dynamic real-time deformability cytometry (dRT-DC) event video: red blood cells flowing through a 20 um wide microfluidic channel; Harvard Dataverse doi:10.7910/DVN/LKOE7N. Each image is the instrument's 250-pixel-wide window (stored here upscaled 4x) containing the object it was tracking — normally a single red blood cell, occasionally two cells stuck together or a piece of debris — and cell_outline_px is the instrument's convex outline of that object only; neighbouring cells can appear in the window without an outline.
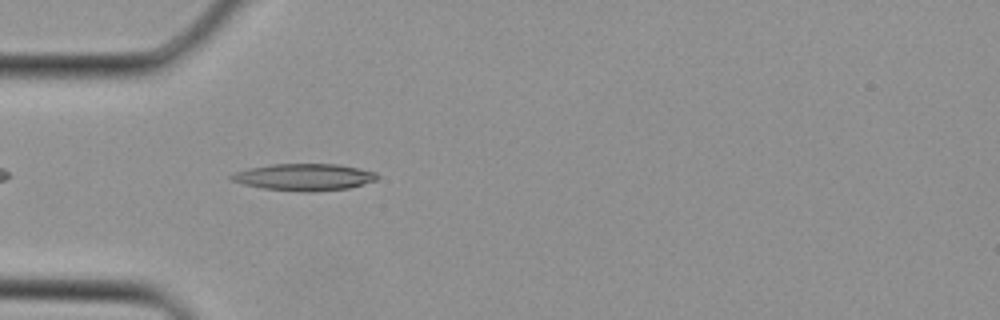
{"species": "Egyptian fruit bat (a non-hibernating species)", "species_latin": "Rousettus aegyptiacus", "temperature_condition": "cold", "stored_images_in_passage": 3, "camera_frame_rate_fps": 3000, "um_per_image_px": 0.085, "animal": {"sex": "female"}, "frame": {"image": 1, "passage_image": 3, "time_ms": 0.667, "image_size_px": [1000, 320], "cell_outline_px": [[380, 176], [376, 180], [348, 188], [308, 192], [264, 188], [244, 184], [232, 180], [228, 176], [236, 172], [248, 168], [272, 164], [336, 164], [376, 172]], "centroid_in_image_um": [25.86, 15.04], "position_along_channel_um": 59.1, "area_um2": 22.48}}